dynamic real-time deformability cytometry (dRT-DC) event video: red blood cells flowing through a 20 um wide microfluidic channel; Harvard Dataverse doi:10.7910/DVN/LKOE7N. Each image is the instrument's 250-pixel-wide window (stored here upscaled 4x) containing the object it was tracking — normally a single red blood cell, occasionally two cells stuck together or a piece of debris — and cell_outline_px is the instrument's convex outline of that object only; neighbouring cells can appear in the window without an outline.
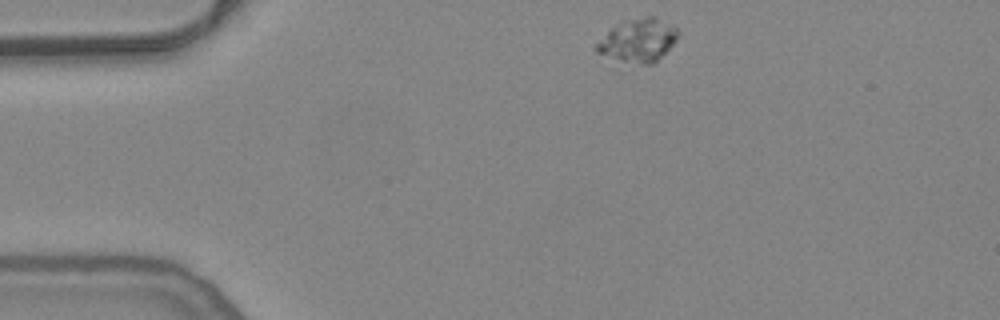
{"species": "common noctule bat (a hibernating species)", "species_latin": "Nyctalus noctula", "temperature_condition": "warm", "stored_images_in_passage": 47, "camera_frame_rate_fps": 3000, "um_per_image_px": 0.085, "animal": {"sex": "female", "body_mass_g": 24.6, "forearm_length_mm": 56.2}, "frame": {"image": 1, "passage_image": 1, "time_ms": 0.0, "image_size_px": [1000, 320], "cell_outline_px": [[676, 40], [652, 64], [644, 64], [624, 60], [596, 52], [596, 44], [616, 24], [648, 16], [656, 16], [672, 24], [676, 28]], "centroid_in_image_um": [54.27, 3.4], "position_along_channel_um": 30.7, "area_um2": 19.48}}
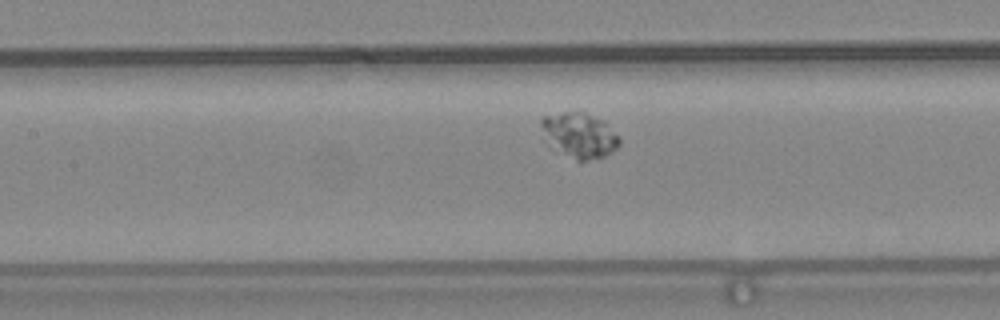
{"frame": {"image": 2, "passage_image": 16, "time_ms": 5.0, "image_size_px": [1000, 320], "cell_outline_px": [[620, 144], [616, 148], [604, 156], [584, 160], [576, 160], [544, 144], [540, 140], [540, 120], [544, 116], [564, 112], [584, 112], [604, 120], [620, 136]], "centroid_in_image_um": [49.17, 11.49], "position_along_channel_um": 158.2, "area_um2": 21.1}}
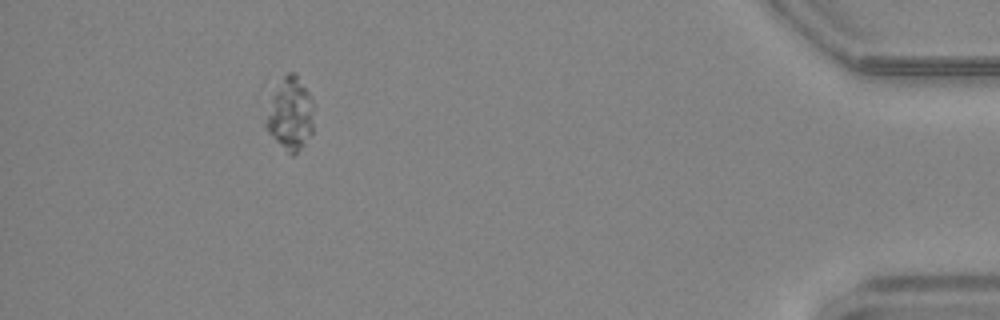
{"frame": {"image": 3, "passage_image": 42, "time_ms": 13.667, "image_size_px": [1000, 320], "cell_outline_px": [[312, 132], [304, 144], [292, 156], [268, 132], [264, 124], [272, 100], [284, 76], [288, 72], [296, 72], [308, 92], [312, 100]], "centroid_in_image_um": [24.7, 9.7], "position_along_channel_um": 410.5, "area_um2": 19.36}, "authors_computed_cell_mechanics": {"area_um2": 20.808, "velocity_mm_per_s": 3.6492, "shape_relaxation_time_tau1_ms": 2.3821, "shape_relaxation_time_tau2_ms": 2.1537, "deformation_change_tau1": 0.07, "deformation_change_tau2": 0.02}}